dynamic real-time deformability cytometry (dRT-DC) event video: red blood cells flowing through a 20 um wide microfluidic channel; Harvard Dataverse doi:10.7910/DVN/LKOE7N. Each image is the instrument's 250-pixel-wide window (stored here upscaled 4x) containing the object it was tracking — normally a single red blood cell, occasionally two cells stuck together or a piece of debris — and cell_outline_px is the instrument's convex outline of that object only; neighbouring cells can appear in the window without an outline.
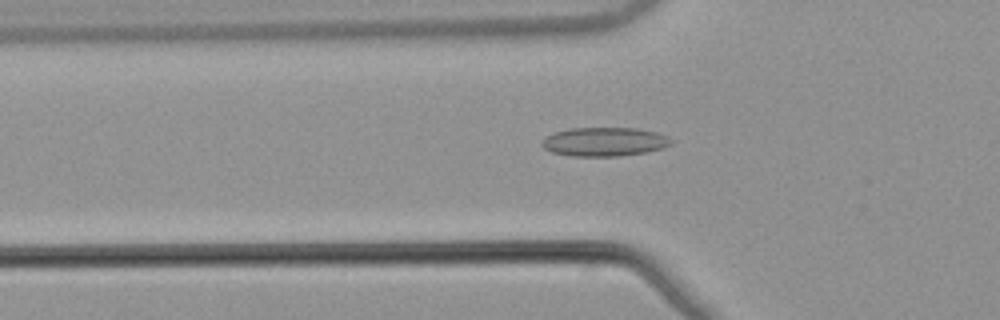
{"species": "common noctule bat (a hibernating species)", "species_latin": "Nyctalus noctula", "temperature_condition": "warm", "stored_images_in_passage": 54, "camera_frame_rate_fps": 3000, "um_per_image_px": 0.085, "animal": {"sex": "male", "body_mass_g": 21.5, "forearm_length_mm": 52.0}, "frame": {"image": 1, "passage_image": 19, "time_ms": 6.0, "image_size_px": [1000, 320], "cell_outline_px": [[672, 144], [648, 152], [620, 156], [572, 156], [552, 152], [544, 148], [540, 144], [548, 136], [556, 132], [568, 128], [636, 128], [656, 132], [668, 136], [672, 140]], "centroid_in_image_um": [51.4, 12.05], "position_along_channel_um": 74.4, "area_um2": 21.68}}
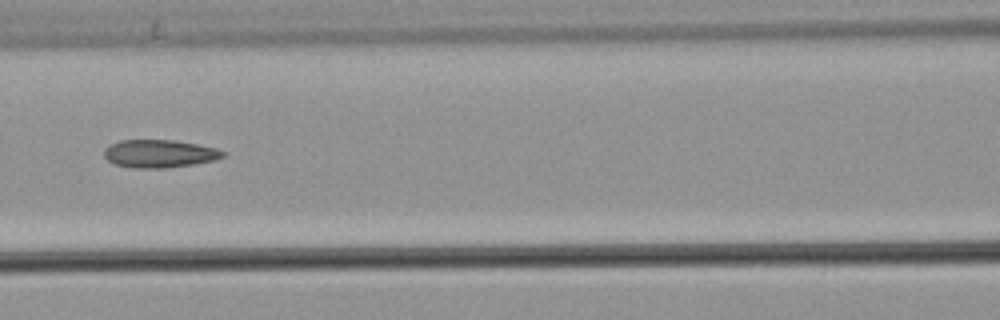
{"frame": {"image": 2, "passage_image": 25, "time_ms": 8.0, "image_size_px": [1000, 320], "cell_outline_px": [[228, 152], [224, 156], [216, 160], [192, 164], [164, 168], [132, 168], [116, 164], [108, 160], [104, 156], [104, 148], [108, 144], [120, 140], [176, 140], [216, 148]], "centroid_in_image_um": [13.55, 13.05], "position_along_channel_um": 153.1, "area_um2": 19.42}}
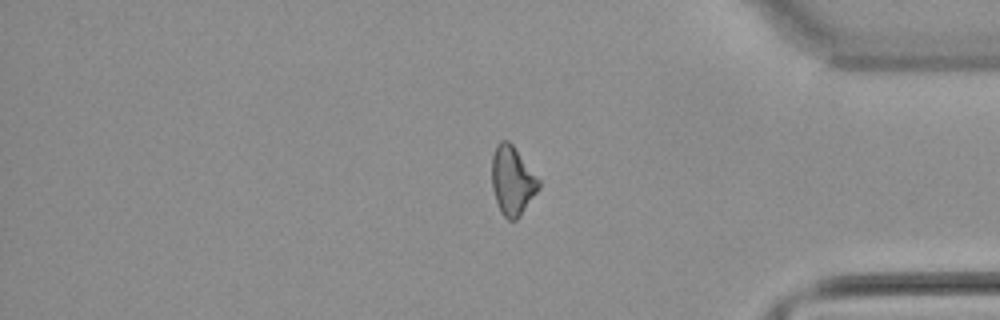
{"frame": {"image": 3, "passage_image": 45, "time_ms": 14.667, "image_size_px": [1000, 320], "cell_outline_px": [[540, 188], [520, 216], [516, 220], [508, 220], [504, 216], [496, 200], [492, 188], [492, 156], [496, 144], [500, 140], [508, 140], [512, 144], [540, 180]], "centroid_in_image_um": [43.55, 15.34], "position_along_channel_um": 391.6, "area_um2": 18.73}, "authors_computed_cell_mechanics": {"area_um2": 19.4497, "velocity_mm_per_s": 3.8973, "shape_relaxation_time_tau1_ms": null, "shape_relaxation_time_tau2_ms": 2.823, "deformation_change_tau1": null, "deformation_change_tau2": 0.1207}}